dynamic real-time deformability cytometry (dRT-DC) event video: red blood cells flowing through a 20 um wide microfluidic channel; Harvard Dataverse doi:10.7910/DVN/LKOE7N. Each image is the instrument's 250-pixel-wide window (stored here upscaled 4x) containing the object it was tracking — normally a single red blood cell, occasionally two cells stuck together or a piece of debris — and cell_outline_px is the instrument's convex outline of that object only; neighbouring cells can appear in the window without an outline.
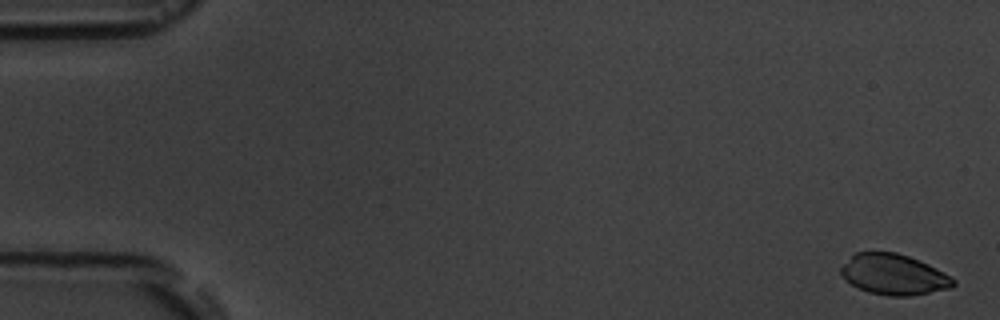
{"species": "common noctule bat (a hibernating species)", "species_latin": "Nyctalus noctula", "temperature_condition": "room temperature", "stored_images_in_passage": 7, "camera_frame_rate_fps": 3000, "um_per_image_px": 0.085, "animal": {"sex": "male", "body_mass_g": 19.5, "forearm_length_mm": 54.6}, "frame": {"image": 1, "passage_image": 1, "time_ms": 0.0, "image_size_px": [1000, 320], "cell_outline_px": [[956, 284], [952, 288], [912, 296], [888, 296], [868, 292], [844, 280], [840, 276], [840, 268], [856, 252], [896, 252], [908, 256], [928, 264], [936, 268], [956, 280]], "centroid_in_image_um": [75.98, 23.34], "position_along_channel_um": 9.0, "area_um2": 26.65}}